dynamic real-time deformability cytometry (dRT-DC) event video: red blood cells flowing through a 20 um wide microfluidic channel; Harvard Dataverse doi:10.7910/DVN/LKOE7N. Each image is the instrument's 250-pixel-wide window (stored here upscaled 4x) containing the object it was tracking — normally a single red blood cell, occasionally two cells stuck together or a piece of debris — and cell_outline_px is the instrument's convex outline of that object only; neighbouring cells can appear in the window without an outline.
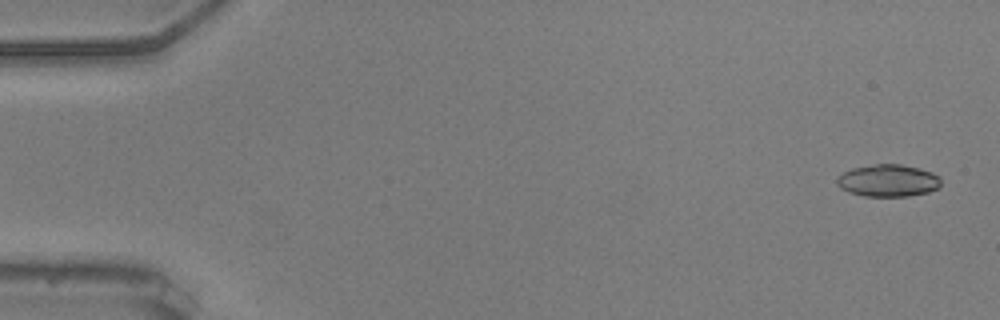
{"species": "common noctule bat (a hibernating species)", "species_latin": "Nyctalus noctula", "temperature_condition": "warm", "stored_images_in_passage": 54, "camera_frame_rate_fps": 3000, "um_per_image_px": 0.085, "animal": {"sex": "male", "body_mass_g": 20.5, "forearm_length_mm": 52.5}, "frame": {"image": 1, "passage_image": 1, "time_ms": 0.0, "image_size_px": [1000, 320], "cell_outline_px": [[940, 184], [936, 188], [928, 192], [908, 196], [864, 196], [848, 192], [840, 188], [836, 184], [836, 180], [844, 172], [852, 168], [876, 164], [900, 164], [920, 168], [932, 172], [940, 176]], "centroid_in_image_um": [75.48, 15.35], "position_along_channel_um": 9.5, "area_um2": 19.48}}
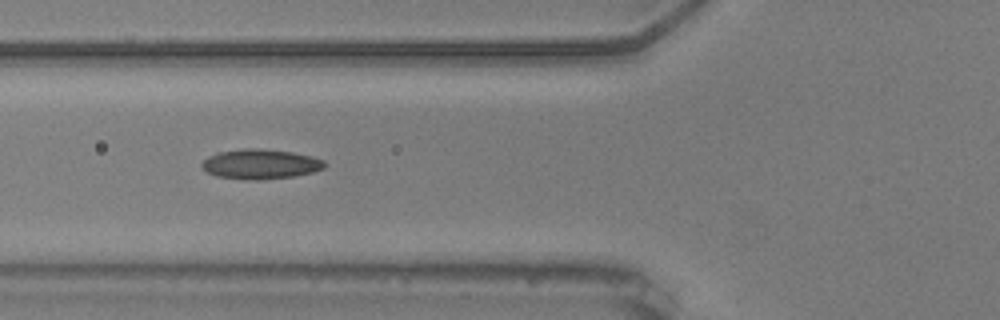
{"frame": {"image": 2, "passage_image": 20, "time_ms": 6.333, "image_size_px": [1000, 320], "cell_outline_px": [[324, 168], [312, 172], [292, 176], [260, 180], [248, 180], [216, 176], [208, 172], [200, 164], [208, 156], [216, 152], [244, 148], [256, 148], [292, 152], [312, 156], [324, 160]], "centroid_in_image_um": [22.11, 13.94], "position_along_channel_um": 103.7, "area_um2": 21.27}}
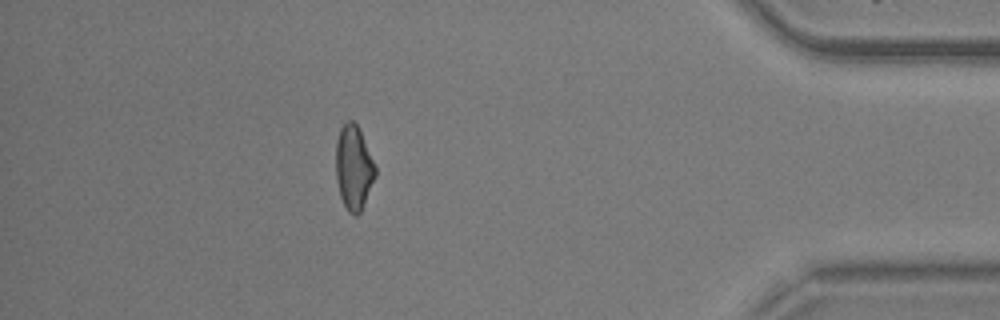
{"frame": {"image": 3, "passage_image": 48, "time_ms": 15.667, "image_size_px": [1000, 320], "cell_outline_px": [[376, 176], [364, 204], [360, 212], [356, 216], [348, 212], [340, 196], [336, 180], [336, 140], [340, 128], [348, 120], [352, 120], [356, 124], [360, 132], [376, 168]], "centroid_in_image_um": [30.05, 14.27], "position_along_channel_um": 405.2, "area_um2": 19.19}, "authors_computed_cell_mechanics": {"area_um2": 19.7387, "velocity_mm_per_s": 3.7013, "shape_relaxation_time_tau1_ms": 9.4926, "shape_relaxation_time_tau2_ms": 2.0655, "deformation_change_tau1": 0.1648, "deformation_change_tau2": 0.0916}}